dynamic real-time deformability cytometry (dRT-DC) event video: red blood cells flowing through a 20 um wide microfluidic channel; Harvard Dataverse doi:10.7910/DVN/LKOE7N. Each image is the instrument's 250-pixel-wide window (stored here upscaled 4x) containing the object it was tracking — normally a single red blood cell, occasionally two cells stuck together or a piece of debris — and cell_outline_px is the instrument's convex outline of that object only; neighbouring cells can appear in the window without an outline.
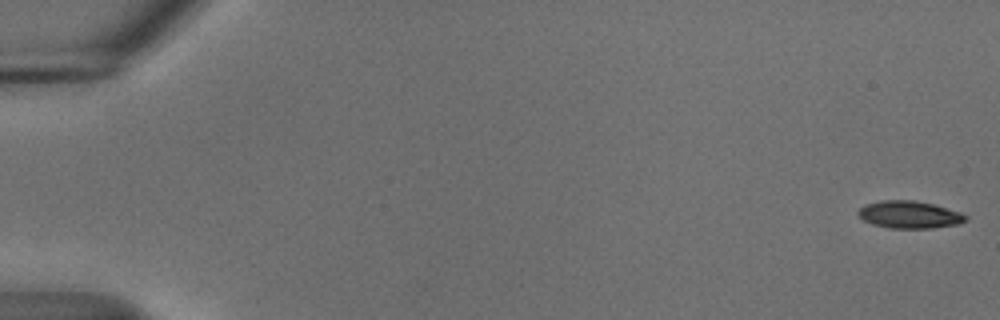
{"species": "common noctule bat (a hibernating species)", "species_latin": "Nyctalus noctula", "temperature_condition": "cold", "stored_images_in_passage": 14, "camera_frame_rate_fps": 3000, "um_per_image_px": 0.085, "animal": {"sex": "male", "body_mass_g": 18.8}, "frame": {"image": 1, "passage_image": 1, "time_ms": 0.0, "image_size_px": [1000, 320], "cell_outline_px": [[968, 220], [956, 224], [932, 228], [888, 228], [872, 224], [864, 220], [856, 212], [860, 208], [868, 204], [880, 200], [916, 200], [932, 204], [960, 212], [968, 216]], "centroid_in_image_um": [77.3, 18.24], "position_along_channel_um": 7.7, "area_um2": 17.05}}